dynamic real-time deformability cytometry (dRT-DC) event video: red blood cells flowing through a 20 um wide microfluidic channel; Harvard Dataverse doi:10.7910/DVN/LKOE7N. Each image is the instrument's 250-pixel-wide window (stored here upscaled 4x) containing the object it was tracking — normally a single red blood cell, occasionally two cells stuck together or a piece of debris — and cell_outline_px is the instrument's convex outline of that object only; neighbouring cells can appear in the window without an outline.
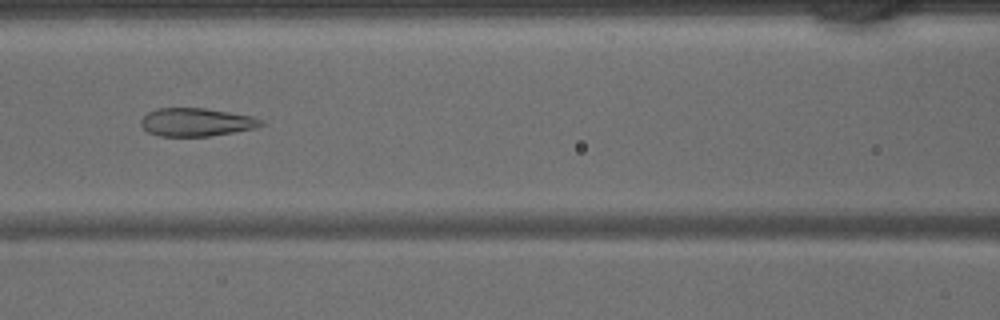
{"species": "common noctule bat (a hibernating species)", "species_latin": "Nyctalus noctula", "temperature_condition": "warm", "stored_images_in_passage": 36, "camera_frame_rate_fps": 3000, "um_per_image_px": 0.085, "animal": {"sex": "male", "body_mass_g": 15.6}, "frame": {"image": 1, "passage_image": 16, "time_ms": 5.0, "image_size_px": [1000, 320], "cell_outline_px": [[264, 124], [256, 128], [208, 136], [160, 136], [148, 132], [140, 124], [140, 120], [148, 112], [160, 108], [204, 108], [252, 116], [264, 120]], "centroid_in_image_um": [16.69, 10.38], "position_along_channel_um": 149.9, "area_um2": 19.59}}
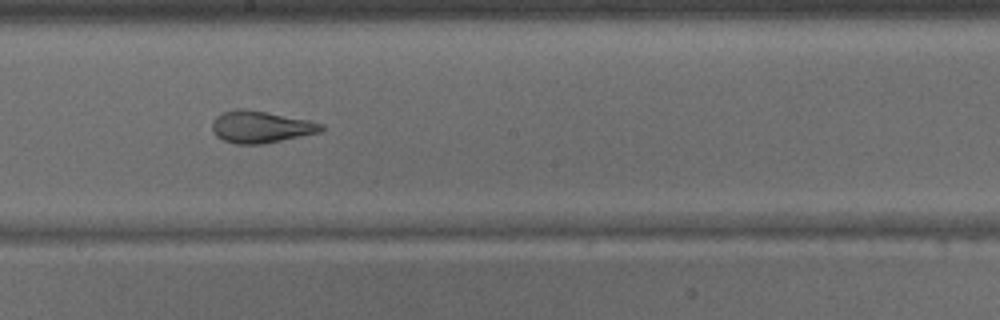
{"frame": {"image": 2, "passage_image": 21, "time_ms": 6.667, "image_size_px": [1000, 320], "cell_outline_px": [[324, 128], [320, 132], [264, 144], [236, 144], [224, 140], [216, 136], [212, 132], [212, 120], [216, 116], [224, 112], [236, 108], [244, 108], [308, 120], [324, 124]], "centroid_in_image_um": [22.13, 10.79], "position_along_channel_um": 226.1, "area_um2": 20.29}}
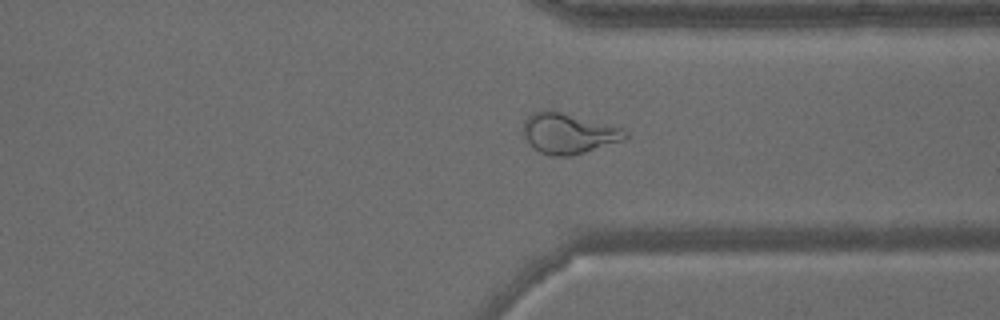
{"frame": {"image": 3, "passage_image": 30, "time_ms": 9.667, "image_size_px": [1000, 320], "cell_outline_px": [[628, 136], [624, 140], [572, 156], [552, 156], [540, 152], [532, 148], [524, 136], [524, 120], [532, 112], [548, 108], [620, 128], [628, 132]], "centroid_in_image_um": [48.28, 11.33], "position_along_channel_um": 363.1, "area_um2": 24.04}}